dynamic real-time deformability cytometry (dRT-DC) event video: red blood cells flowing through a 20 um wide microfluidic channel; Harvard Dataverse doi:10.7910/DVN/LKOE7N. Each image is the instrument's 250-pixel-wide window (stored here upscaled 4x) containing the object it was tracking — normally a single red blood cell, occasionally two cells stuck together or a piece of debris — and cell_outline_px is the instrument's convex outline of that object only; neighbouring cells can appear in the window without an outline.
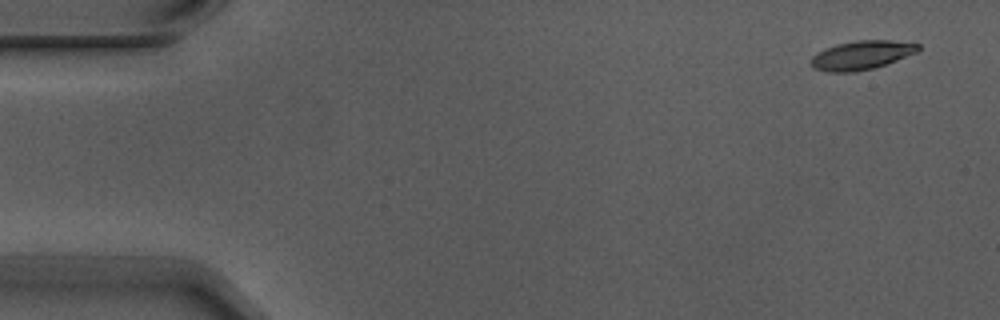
{"species": "Egyptian fruit bat (a non-hibernating species)", "species_latin": "Rousettus aegyptiacus", "temperature_condition": "warm", "stored_images_in_passage": 5, "segment_of_instrument_passage": [1, 2], "camera_frame_rate_fps": 3000, "um_per_image_px": 0.085, "animal": {"sex": "male"}, "frame": {"image": 1, "passage_image": 1, "time_ms": 0.0, "image_size_px": [1000, 320], "cell_outline_px": [[920, 48], [916, 52], [896, 60], [872, 68], [852, 72], [828, 72], [812, 68], [812, 56], [816, 52], [824, 48], [836, 44], [856, 40], [888, 40], [920, 44]], "centroid_in_image_um": [73.18, 4.68], "position_along_channel_um": 11.8, "area_um2": 17.86}}